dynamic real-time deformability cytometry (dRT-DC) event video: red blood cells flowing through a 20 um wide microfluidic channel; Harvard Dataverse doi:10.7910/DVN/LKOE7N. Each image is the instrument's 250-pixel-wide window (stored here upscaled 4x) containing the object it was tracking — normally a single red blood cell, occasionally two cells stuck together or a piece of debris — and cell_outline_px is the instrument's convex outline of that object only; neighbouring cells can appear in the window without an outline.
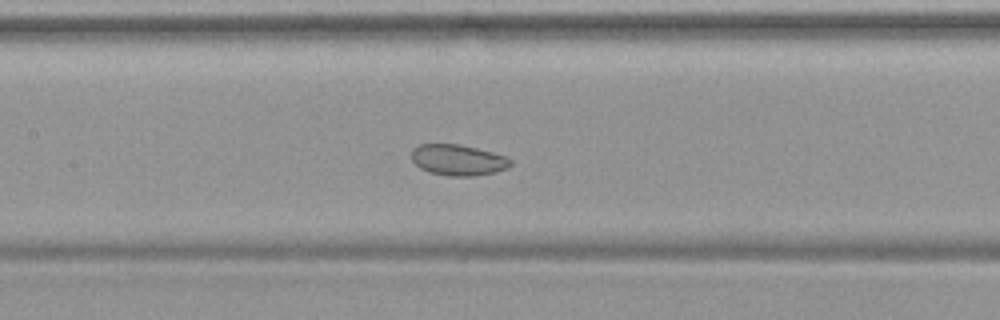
{"species": "common noctule bat (a hibernating species)", "species_latin": "Nyctalus noctula", "temperature_condition": "warm", "stored_images_in_passage": 51, "camera_frame_rate_fps": 3000, "um_per_image_px": 0.085, "animal": {"sex": "female", "body_mass_g": 19.9}, "frame": {"image": 1, "passage_image": 24, "time_ms": 7.667, "image_size_px": [1000, 320], "cell_outline_px": [[512, 164], [508, 168], [496, 172], [472, 176], [448, 176], [428, 172], [420, 168], [412, 160], [412, 148], [420, 144], [460, 144], [492, 152], [504, 156], [512, 160]], "centroid_in_image_um": [38.93, 13.6], "position_along_channel_um": 168.5, "area_um2": 17.92}}
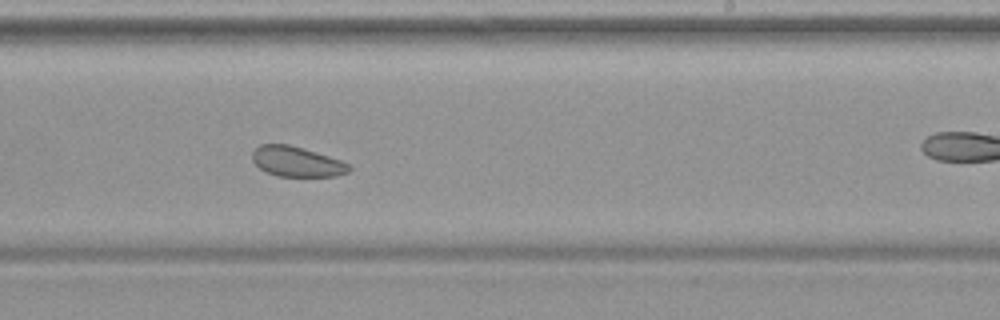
{"frame": {"image": 2, "passage_image": 31, "time_ms": 10.0, "image_size_px": [1000, 320], "cell_outline_px": [[352, 168], [348, 172], [336, 176], [276, 176], [260, 168], [252, 160], [252, 152], [260, 144], [288, 144], [328, 156], [340, 160], [348, 164]], "centroid_in_image_um": [25.21, 13.74], "position_along_channel_um": 263.8, "area_um2": 16.76}}
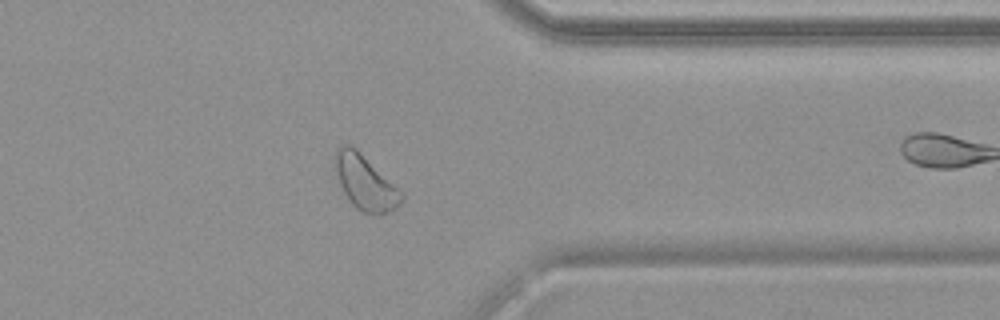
{"frame": {"image": 3, "passage_image": 40, "time_ms": 13.0, "image_size_px": [1000, 320], "cell_outline_px": [[404, 200], [396, 208], [388, 212], [376, 216], [364, 212], [356, 208], [352, 204], [344, 192], [340, 184], [332, 164], [332, 156], [336, 148], [340, 144], [352, 144], [404, 192]], "centroid_in_image_um": [31.03, 15.47], "position_along_channel_um": 380.4, "area_um2": 21.85}}